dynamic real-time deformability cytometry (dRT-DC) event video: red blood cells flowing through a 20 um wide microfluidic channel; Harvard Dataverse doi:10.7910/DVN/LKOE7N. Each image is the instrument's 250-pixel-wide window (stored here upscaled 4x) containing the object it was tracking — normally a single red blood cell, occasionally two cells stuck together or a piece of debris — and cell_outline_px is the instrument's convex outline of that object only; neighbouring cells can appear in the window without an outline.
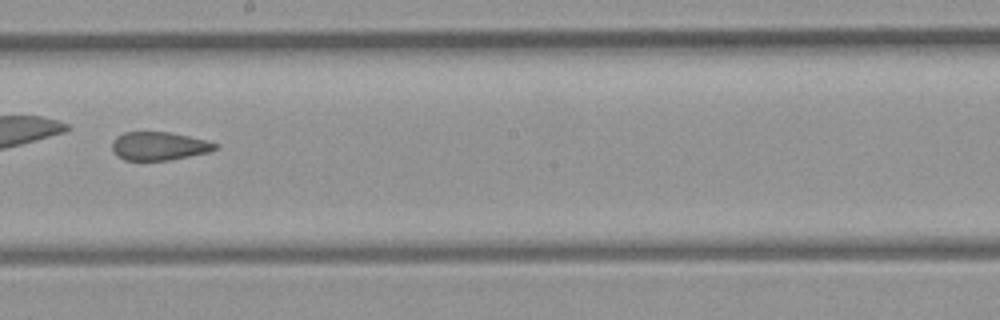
{"species": "common noctule bat (a hibernating species)", "species_latin": "Nyctalus noctula", "temperature_condition": "room temperature", "stored_images_in_passage": 29, "camera_frame_rate_fps": 3000, "um_per_image_px": 0.085, "animal": {"sex": "female", "body_mass_g": 21.9}, "frame": {"image": 1, "passage_image": 13, "time_ms": 4.0, "image_size_px": [1000, 320], "cell_outline_px": [[216, 148], [208, 152], [168, 160], [124, 160], [116, 156], [112, 148], [112, 140], [116, 136], [124, 132], [168, 132], [188, 136], [204, 140], [216, 144]], "centroid_in_image_um": [13.43, 12.41], "position_along_channel_um": 234.8, "area_um2": 16.82}}